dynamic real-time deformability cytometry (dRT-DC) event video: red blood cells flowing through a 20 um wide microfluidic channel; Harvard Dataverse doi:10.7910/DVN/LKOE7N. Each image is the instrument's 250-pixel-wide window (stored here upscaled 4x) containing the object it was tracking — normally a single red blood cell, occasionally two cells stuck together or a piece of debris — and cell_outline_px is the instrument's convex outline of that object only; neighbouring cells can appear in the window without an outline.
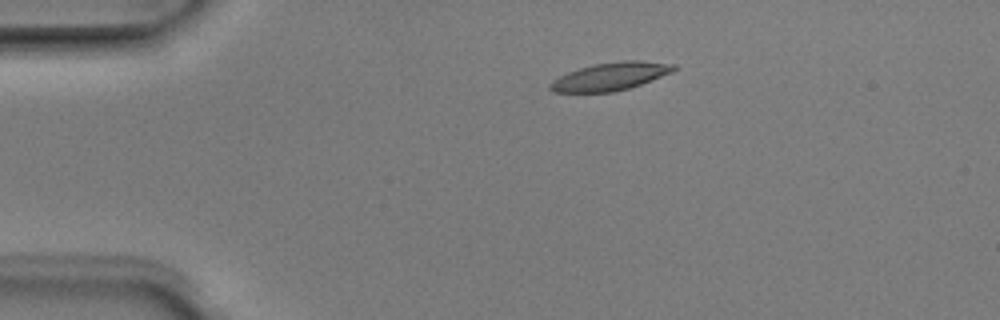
{"species": "Egyptian fruit bat (a non-hibernating species)", "species_latin": "Rousettus aegyptiacus", "temperature_condition": "room temperature", "stored_images_in_passage": 6, "camera_frame_rate_fps": 3000, "um_per_image_px": 0.085, "animal": {"sex": "male"}, "frame": {"image": 1, "passage_image": 3, "time_ms": 0.667, "image_size_px": [1000, 320], "cell_outline_px": [[676, 68], [672, 72], [640, 84], [628, 88], [612, 92], [552, 92], [548, 88], [548, 84], [552, 80], [568, 72], [580, 68], [596, 64], [620, 60], [640, 60], [676, 64]], "centroid_in_image_um": [51.86, 6.49], "position_along_channel_um": 33.1, "area_um2": 20.0}}
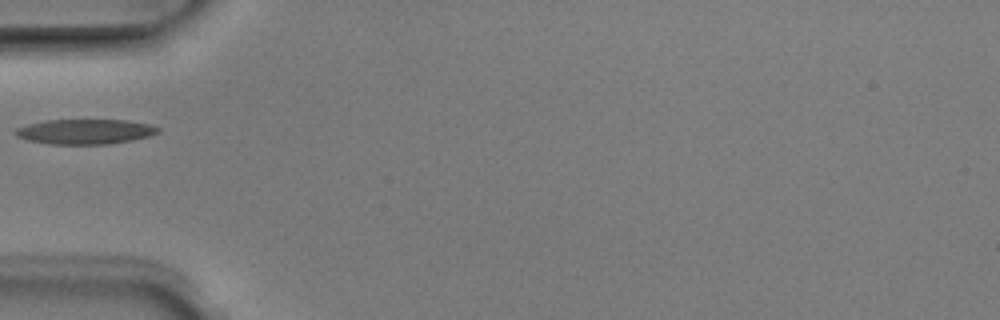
{"frame": {"image": 2, "passage_image": 5, "time_ms": 1.333, "image_size_px": [1000, 320], "cell_outline_px": [[160, 132], [148, 136], [132, 140], [108, 144], [48, 144], [28, 140], [16, 136], [12, 132], [16, 128], [28, 124], [44, 120], [128, 120], [152, 124], [160, 128]], "centroid_in_image_um": [7.23, 11.18], "position_along_channel_um": 77.8, "area_um2": 20.92}}
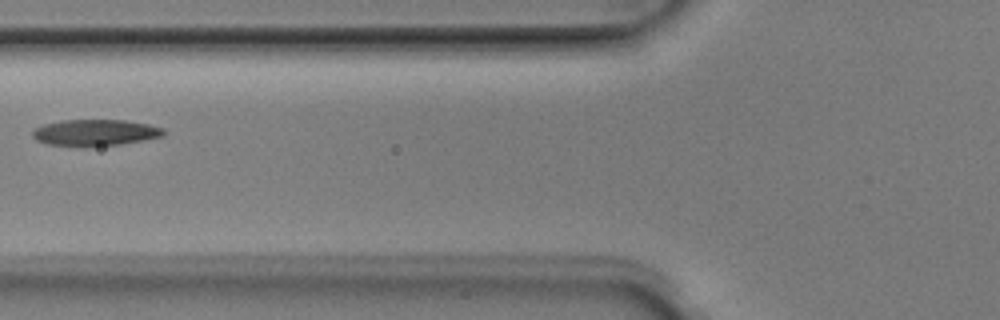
{"frame": {"image": 3, "passage_image": 6, "time_ms": 1.667, "image_size_px": [1000, 320], "cell_outline_px": [[164, 136], [144, 140], [120, 144], [88, 148], [76, 148], [48, 144], [36, 140], [32, 136], [32, 128], [44, 124], [64, 120], [124, 120], [148, 124], [164, 128]], "centroid_in_image_um": [8.04, 11.3], "position_along_channel_um": 117.8, "area_um2": 20.69}}